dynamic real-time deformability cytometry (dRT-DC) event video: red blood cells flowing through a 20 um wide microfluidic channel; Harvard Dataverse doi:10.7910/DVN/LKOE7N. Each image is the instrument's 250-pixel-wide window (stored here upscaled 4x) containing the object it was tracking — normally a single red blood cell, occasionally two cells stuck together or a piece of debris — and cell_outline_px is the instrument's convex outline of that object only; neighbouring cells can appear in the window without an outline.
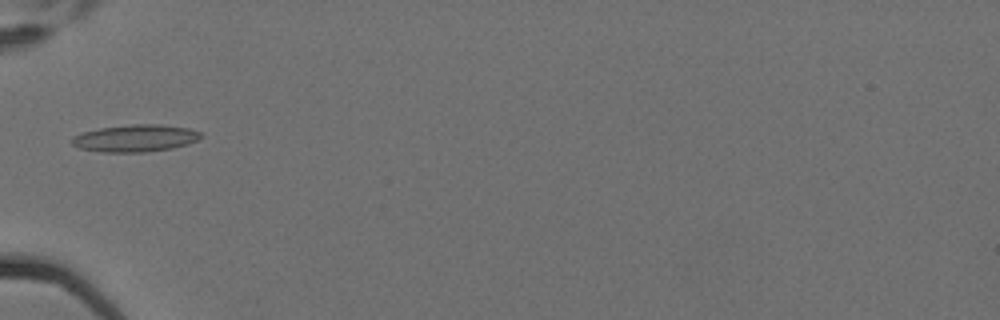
{"species": "Egyptian fruit bat (a non-hibernating species)", "species_latin": "Rousettus aegyptiacus", "temperature_condition": "cold", "stored_images_in_passage": 8, "camera_frame_rate_fps": 3000, "um_per_image_px": 0.085, "animal": {"sex": "female"}, "frame": {"image": 1, "passage_image": 6, "time_ms": 1.667, "image_size_px": [1000, 320], "cell_outline_px": [[204, 136], [188, 144], [172, 148], [144, 152], [100, 152], [80, 148], [72, 144], [72, 136], [84, 132], [100, 128], [132, 124], [160, 124], [188, 128], [200, 132]], "centroid_in_image_um": [11.51, 11.75], "position_along_channel_um": 73.5, "area_um2": 20.35}}
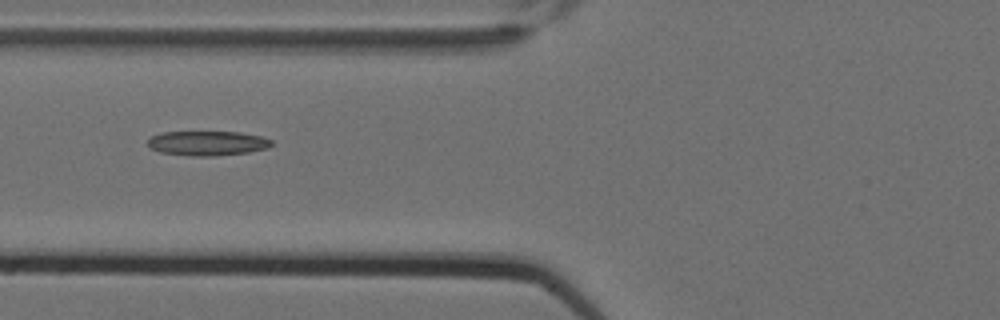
{"frame": {"image": 2, "passage_image": 7, "time_ms": 2.0, "image_size_px": [1000, 320], "cell_outline_px": [[272, 144], [268, 148], [248, 152], [216, 156], [192, 156], [160, 152], [148, 148], [148, 140], [152, 136], [160, 132], [240, 132], [260, 136], [272, 140]], "centroid_in_image_um": [17.61, 12.17], "position_along_channel_um": 108.2, "area_um2": 17.8}}
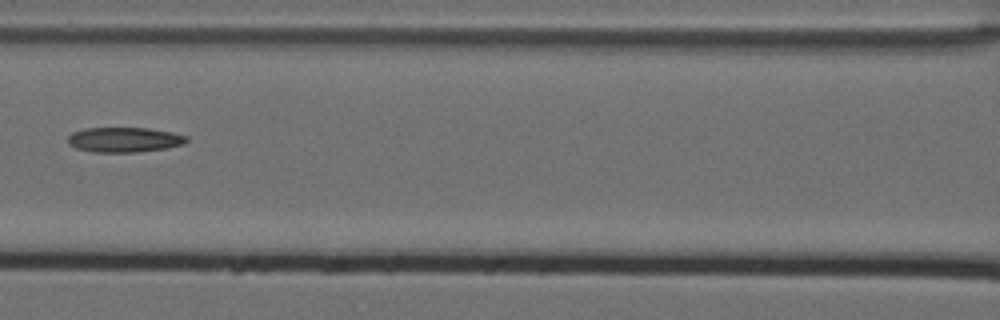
{"frame": {"image": 3, "passage_image": 8, "time_ms": 2.333, "image_size_px": [1000, 320], "cell_outline_px": [[188, 140], [184, 144], [168, 148], [136, 152], [92, 152], [76, 148], [68, 144], [68, 136], [72, 132], [84, 128], [148, 128], [172, 132], [188, 136]], "centroid_in_image_um": [10.57, 11.87], "position_along_channel_um": 156.0, "area_um2": 17.4}}